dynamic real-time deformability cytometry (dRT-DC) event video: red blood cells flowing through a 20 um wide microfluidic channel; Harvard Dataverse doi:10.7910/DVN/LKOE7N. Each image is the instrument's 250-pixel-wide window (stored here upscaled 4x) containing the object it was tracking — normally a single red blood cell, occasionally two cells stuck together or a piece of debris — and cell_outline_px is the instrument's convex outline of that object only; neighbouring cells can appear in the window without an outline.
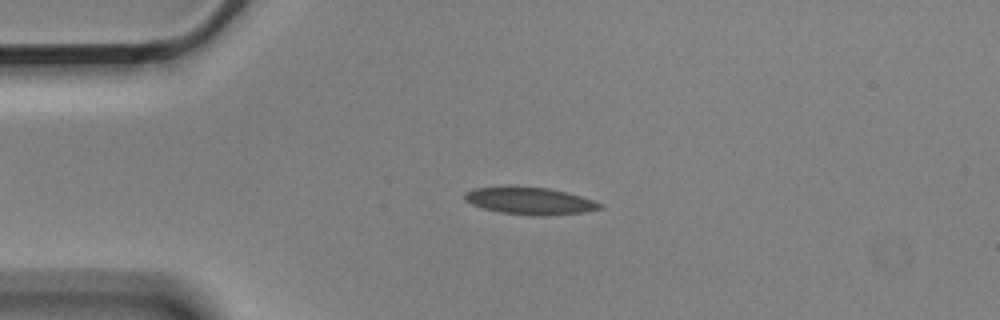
{"species": "Egyptian fruit bat (a non-hibernating species)", "species_latin": "Rousettus aegyptiacus", "temperature_condition": "cold", "stored_images_in_passage": 6, "camera_frame_rate_fps": 3000, "um_per_image_px": 0.085, "animal": {"sex": "male"}, "frame": {"image": 1, "passage_image": 4, "time_ms": 1.0, "image_size_px": [1000, 320], "cell_outline_px": [[604, 208], [584, 212], [544, 216], [536, 216], [500, 212], [484, 208], [472, 204], [464, 200], [464, 192], [472, 188], [548, 188], [580, 196], [604, 204]], "centroid_in_image_um": [45.07, 17.1], "position_along_channel_um": 39.9, "area_um2": 20.87}}
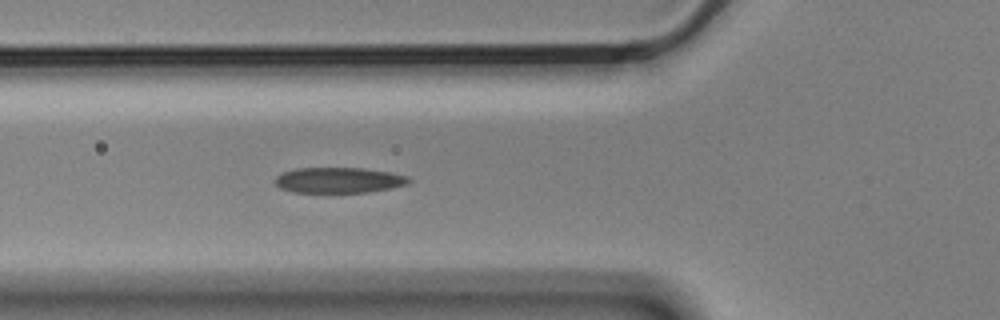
{"frame": {"image": 2, "passage_image": 6, "time_ms": 1.667, "image_size_px": [1000, 320], "cell_outline_px": [[412, 180], [408, 184], [368, 192], [292, 192], [280, 188], [272, 180], [276, 176], [284, 172], [296, 168], [364, 168], [392, 172], [408, 176]], "centroid_in_image_um": [28.79, 15.31], "position_along_channel_um": 97.0, "area_um2": 20.0}}